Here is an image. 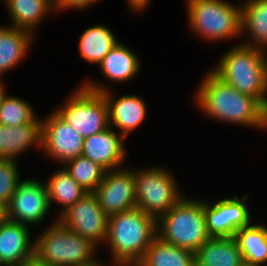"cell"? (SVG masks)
I'll use <instances>...</instances> for the list:
<instances>
[{
  "instance_id": "6da1fadb",
  "label": "cell",
  "mask_w": 267,
  "mask_h": 266,
  "mask_svg": "<svg viewBox=\"0 0 267 266\" xmlns=\"http://www.w3.org/2000/svg\"><path fill=\"white\" fill-rule=\"evenodd\" d=\"M195 94L194 103L211 119L266 130L267 108L256 98L242 94L223 81L212 70Z\"/></svg>"
},
{
  "instance_id": "7a4b0ae2",
  "label": "cell",
  "mask_w": 267,
  "mask_h": 266,
  "mask_svg": "<svg viewBox=\"0 0 267 266\" xmlns=\"http://www.w3.org/2000/svg\"><path fill=\"white\" fill-rule=\"evenodd\" d=\"M157 236V220L134 208L108 217L107 236L113 266H136Z\"/></svg>"
},
{
  "instance_id": "3957f363",
  "label": "cell",
  "mask_w": 267,
  "mask_h": 266,
  "mask_svg": "<svg viewBox=\"0 0 267 266\" xmlns=\"http://www.w3.org/2000/svg\"><path fill=\"white\" fill-rule=\"evenodd\" d=\"M212 71L239 92L256 98L267 108L266 51L241 42L225 52Z\"/></svg>"
},
{
  "instance_id": "277c9868",
  "label": "cell",
  "mask_w": 267,
  "mask_h": 266,
  "mask_svg": "<svg viewBox=\"0 0 267 266\" xmlns=\"http://www.w3.org/2000/svg\"><path fill=\"white\" fill-rule=\"evenodd\" d=\"M157 236L174 246L195 252L210 238L204 200L183 196L157 220Z\"/></svg>"
},
{
  "instance_id": "5b68a950",
  "label": "cell",
  "mask_w": 267,
  "mask_h": 266,
  "mask_svg": "<svg viewBox=\"0 0 267 266\" xmlns=\"http://www.w3.org/2000/svg\"><path fill=\"white\" fill-rule=\"evenodd\" d=\"M43 231L34 245V254L40 260L53 266H94L100 262L95 256L98 247L57 219Z\"/></svg>"
},
{
  "instance_id": "8992f818",
  "label": "cell",
  "mask_w": 267,
  "mask_h": 266,
  "mask_svg": "<svg viewBox=\"0 0 267 266\" xmlns=\"http://www.w3.org/2000/svg\"><path fill=\"white\" fill-rule=\"evenodd\" d=\"M189 27L209 41L233 39L241 34V5L223 0H186Z\"/></svg>"
},
{
  "instance_id": "52a82bcc",
  "label": "cell",
  "mask_w": 267,
  "mask_h": 266,
  "mask_svg": "<svg viewBox=\"0 0 267 266\" xmlns=\"http://www.w3.org/2000/svg\"><path fill=\"white\" fill-rule=\"evenodd\" d=\"M169 170L150 167L134 170L136 207L158 220L183 197Z\"/></svg>"
},
{
  "instance_id": "ba28073f",
  "label": "cell",
  "mask_w": 267,
  "mask_h": 266,
  "mask_svg": "<svg viewBox=\"0 0 267 266\" xmlns=\"http://www.w3.org/2000/svg\"><path fill=\"white\" fill-rule=\"evenodd\" d=\"M83 138L109 127L108 105L102 93L82 85L71 94L64 106L54 110Z\"/></svg>"
},
{
  "instance_id": "9c48e42d",
  "label": "cell",
  "mask_w": 267,
  "mask_h": 266,
  "mask_svg": "<svg viewBox=\"0 0 267 266\" xmlns=\"http://www.w3.org/2000/svg\"><path fill=\"white\" fill-rule=\"evenodd\" d=\"M58 222L71 232L80 234L96 246L104 244L107 236L108 216L104 213L96 195L88 192L63 213Z\"/></svg>"
},
{
  "instance_id": "30bf717a",
  "label": "cell",
  "mask_w": 267,
  "mask_h": 266,
  "mask_svg": "<svg viewBox=\"0 0 267 266\" xmlns=\"http://www.w3.org/2000/svg\"><path fill=\"white\" fill-rule=\"evenodd\" d=\"M6 208L7 220L27 226L43 222L50 210L46 184L35 179L22 180Z\"/></svg>"
},
{
  "instance_id": "8fae6325",
  "label": "cell",
  "mask_w": 267,
  "mask_h": 266,
  "mask_svg": "<svg viewBox=\"0 0 267 266\" xmlns=\"http://www.w3.org/2000/svg\"><path fill=\"white\" fill-rule=\"evenodd\" d=\"M41 150L63 165L82 155L84 138L55 111L41 120Z\"/></svg>"
},
{
  "instance_id": "7c38bea8",
  "label": "cell",
  "mask_w": 267,
  "mask_h": 266,
  "mask_svg": "<svg viewBox=\"0 0 267 266\" xmlns=\"http://www.w3.org/2000/svg\"><path fill=\"white\" fill-rule=\"evenodd\" d=\"M248 194L241 198H224L210 204L204 200V214L210 237H234L241 228L250 225L251 216L246 200Z\"/></svg>"
},
{
  "instance_id": "4fadbf2b",
  "label": "cell",
  "mask_w": 267,
  "mask_h": 266,
  "mask_svg": "<svg viewBox=\"0 0 267 266\" xmlns=\"http://www.w3.org/2000/svg\"><path fill=\"white\" fill-rule=\"evenodd\" d=\"M88 90L102 93L108 105L109 126L114 125L125 138L131 131L140 127L145 120L147 106L144 100L132 94H125L114 99L113 93L108 87L93 80H85L81 84Z\"/></svg>"
},
{
  "instance_id": "5bb4252c",
  "label": "cell",
  "mask_w": 267,
  "mask_h": 266,
  "mask_svg": "<svg viewBox=\"0 0 267 266\" xmlns=\"http://www.w3.org/2000/svg\"><path fill=\"white\" fill-rule=\"evenodd\" d=\"M123 168L106 171L104 179L93 192L108 217L134 209L137 205L134 169Z\"/></svg>"
},
{
  "instance_id": "9a60e30c",
  "label": "cell",
  "mask_w": 267,
  "mask_h": 266,
  "mask_svg": "<svg viewBox=\"0 0 267 266\" xmlns=\"http://www.w3.org/2000/svg\"><path fill=\"white\" fill-rule=\"evenodd\" d=\"M111 127L113 126L84 138L82 147V156L89 158L106 171L124 167L123 164L127 158L124 146L126 138Z\"/></svg>"
},
{
  "instance_id": "2e32d148",
  "label": "cell",
  "mask_w": 267,
  "mask_h": 266,
  "mask_svg": "<svg viewBox=\"0 0 267 266\" xmlns=\"http://www.w3.org/2000/svg\"><path fill=\"white\" fill-rule=\"evenodd\" d=\"M29 231V226L10 220L0 224V264H24L34 255L35 241Z\"/></svg>"
},
{
  "instance_id": "e0dca14e",
  "label": "cell",
  "mask_w": 267,
  "mask_h": 266,
  "mask_svg": "<svg viewBox=\"0 0 267 266\" xmlns=\"http://www.w3.org/2000/svg\"><path fill=\"white\" fill-rule=\"evenodd\" d=\"M41 120L19 126L0 124V159L18 160L32 146L41 150Z\"/></svg>"
},
{
  "instance_id": "ac0fdd59",
  "label": "cell",
  "mask_w": 267,
  "mask_h": 266,
  "mask_svg": "<svg viewBox=\"0 0 267 266\" xmlns=\"http://www.w3.org/2000/svg\"><path fill=\"white\" fill-rule=\"evenodd\" d=\"M194 255L195 266H239L244 261L234 237H210Z\"/></svg>"
},
{
  "instance_id": "d6986e66",
  "label": "cell",
  "mask_w": 267,
  "mask_h": 266,
  "mask_svg": "<svg viewBox=\"0 0 267 266\" xmlns=\"http://www.w3.org/2000/svg\"><path fill=\"white\" fill-rule=\"evenodd\" d=\"M34 34L17 27L0 25V79L18 65L33 43Z\"/></svg>"
},
{
  "instance_id": "ffe728a7",
  "label": "cell",
  "mask_w": 267,
  "mask_h": 266,
  "mask_svg": "<svg viewBox=\"0 0 267 266\" xmlns=\"http://www.w3.org/2000/svg\"><path fill=\"white\" fill-rule=\"evenodd\" d=\"M245 32L249 40L242 44L267 50V0H242L241 34Z\"/></svg>"
},
{
  "instance_id": "44dd1931",
  "label": "cell",
  "mask_w": 267,
  "mask_h": 266,
  "mask_svg": "<svg viewBox=\"0 0 267 266\" xmlns=\"http://www.w3.org/2000/svg\"><path fill=\"white\" fill-rule=\"evenodd\" d=\"M12 24L9 26L35 33L38 25L54 12L53 0H5Z\"/></svg>"
},
{
  "instance_id": "7402d4cb",
  "label": "cell",
  "mask_w": 267,
  "mask_h": 266,
  "mask_svg": "<svg viewBox=\"0 0 267 266\" xmlns=\"http://www.w3.org/2000/svg\"><path fill=\"white\" fill-rule=\"evenodd\" d=\"M103 75L114 82H129L134 78L140 66L138 56L127 45L118 43L98 65Z\"/></svg>"
},
{
  "instance_id": "603a6c76",
  "label": "cell",
  "mask_w": 267,
  "mask_h": 266,
  "mask_svg": "<svg viewBox=\"0 0 267 266\" xmlns=\"http://www.w3.org/2000/svg\"><path fill=\"white\" fill-rule=\"evenodd\" d=\"M119 43L111 29L94 25L83 31L78 48L80 56L88 63L99 65L104 57Z\"/></svg>"
},
{
  "instance_id": "cb8c5ba5",
  "label": "cell",
  "mask_w": 267,
  "mask_h": 266,
  "mask_svg": "<svg viewBox=\"0 0 267 266\" xmlns=\"http://www.w3.org/2000/svg\"><path fill=\"white\" fill-rule=\"evenodd\" d=\"M136 266H195V255L156 236Z\"/></svg>"
},
{
  "instance_id": "d4e9b609",
  "label": "cell",
  "mask_w": 267,
  "mask_h": 266,
  "mask_svg": "<svg viewBox=\"0 0 267 266\" xmlns=\"http://www.w3.org/2000/svg\"><path fill=\"white\" fill-rule=\"evenodd\" d=\"M243 260L260 266H267V227L250 224L238 230L234 236Z\"/></svg>"
},
{
  "instance_id": "484cf974",
  "label": "cell",
  "mask_w": 267,
  "mask_h": 266,
  "mask_svg": "<svg viewBox=\"0 0 267 266\" xmlns=\"http://www.w3.org/2000/svg\"><path fill=\"white\" fill-rule=\"evenodd\" d=\"M46 187L50 207L52 202L61 205L60 214L88 193L63 167L51 174Z\"/></svg>"
},
{
  "instance_id": "4316f807",
  "label": "cell",
  "mask_w": 267,
  "mask_h": 266,
  "mask_svg": "<svg viewBox=\"0 0 267 266\" xmlns=\"http://www.w3.org/2000/svg\"><path fill=\"white\" fill-rule=\"evenodd\" d=\"M63 167L87 192H94L106 173L103 167L82 155L68 161Z\"/></svg>"
},
{
  "instance_id": "83f0119b",
  "label": "cell",
  "mask_w": 267,
  "mask_h": 266,
  "mask_svg": "<svg viewBox=\"0 0 267 266\" xmlns=\"http://www.w3.org/2000/svg\"><path fill=\"white\" fill-rule=\"evenodd\" d=\"M28 101L16 96H6L0 107V124L19 126L32 123L37 117Z\"/></svg>"
},
{
  "instance_id": "f1b7e54d",
  "label": "cell",
  "mask_w": 267,
  "mask_h": 266,
  "mask_svg": "<svg viewBox=\"0 0 267 266\" xmlns=\"http://www.w3.org/2000/svg\"><path fill=\"white\" fill-rule=\"evenodd\" d=\"M19 173L16 160L0 159V202L6 206L22 181Z\"/></svg>"
},
{
  "instance_id": "f546056e",
  "label": "cell",
  "mask_w": 267,
  "mask_h": 266,
  "mask_svg": "<svg viewBox=\"0 0 267 266\" xmlns=\"http://www.w3.org/2000/svg\"><path fill=\"white\" fill-rule=\"evenodd\" d=\"M98 0H53L54 10L61 11L67 9L84 10Z\"/></svg>"
},
{
  "instance_id": "4dcf8cb0",
  "label": "cell",
  "mask_w": 267,
  "mask_h": 266,
  "mask_svg": "<svg viewBox=\"0 0 267 266\" xmlns=\"http://www.w3.org/2000/svg\"><path fill=\"white\" fill-rule=\"evenodd\" d=\"M149 2H151V0H127L129 7L136 12L143 11L148 6Z\"/></svg>"
},
{
  "instance_id": "1f68e13d",
  "label": "cell",
  "mask_w": 267,
  "mask_h": 266,
  "mask_svg": "<svg viewBox=\"0 0 267 266\" xmlns=\"http://www.w3.org/2000/svg\"><path fill=\"white\" fill-rule=\"evenodd\" d=\"M23 266H53L47 262L40 260L35 254L31 256Z\"/></svg>"
},
{
  "instance_id": "d6a6232c",
  "label": "cell",
  "mask_w": 267,
  "mask_h": 266,
  "mask_svg": "<svg viewBox=\"0 0 267 266\" xmlns=\"http://www.w3.org/2000/svg\"><path fill=\"white\" fill-rule=\"evenodd\" d=\"M7 220V208L6 205L0 202V224Z\"/></svg>"
},
{
  "instance_id": "836d02e7",
  "label": "cell",
  "mask_w": 267,
  "mask_h": 266,
  "mask_svg": "<svg viewBox=\"0 0 267 266\" xmlns=\"http://www.w3.org/2000/svg\"><path fill=\"white\" fill-rule=\"evenodd\" d=\"M4 86L5 85H4L3 81H2V79H0V107H1V104L3 103L5 97L7 96V94L5 92L6 89H5Z\"/></svg>"
},
{
  "instance_id": "e575fe53",
  "label": "cell",
  "mask_w": 267,
  "mask_h": 266,
  "mask_svg": "<svg viewBox=\"0 0 267 266\" xmlns=\"http://www.w3.org/2000/svg\"><path fill=\"white\" fill-rule=\"evenodd\" d=\"M239 266H260V265L243 261Z\"/></svg>"
},
{
  "instance_id": "d590c367",
  "label": "cell",
  "mask_w": 267,
  "mask_h": 266,
  "mask_svg": "<svg viewBox=\"0 0 267 266\" xmlns=\"http://www.w3.org/2000/svg\"><path fill=\"white\" fill-rule=\"evenodd\" d=\"M94 266H107V265H105V264L99 262L98 264H96V265H94Z\"/></svg>"
},
{
  "instance_id": "8d00e7d4",
  "label": "cell",
  "mask_w": 267,
  "mask_h": 266,
  "mask_svg": "<svg viewBox=\"0 0 267 266\" xmlns=\"http://www.w3.org/2000/svg\"><path fill=\"white\" fill-rule=\"evenodd\" d=\"M3 266H23V264H15V265H3Z\"/></svg>"
}]
</instances>
